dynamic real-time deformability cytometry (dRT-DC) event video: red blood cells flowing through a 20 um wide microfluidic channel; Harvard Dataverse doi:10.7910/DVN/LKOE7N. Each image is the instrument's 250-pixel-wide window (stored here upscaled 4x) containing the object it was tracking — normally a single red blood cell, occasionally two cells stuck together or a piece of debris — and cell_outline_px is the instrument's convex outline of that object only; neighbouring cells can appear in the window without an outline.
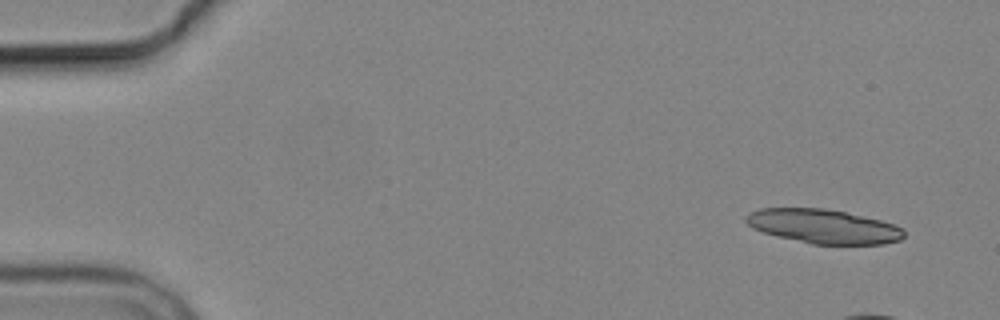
{"species": "common noctule bat (a hibernating species)", "species_latin": "Nyctalus noctula", "temperature_condition": "cold", "stored_images_in_passage": 6, "camera_frame_rate_fps": 3000, "um_per_image_px": 0.085, "animal": {"sex": "male", "body_mass_g": 19.2, "forearm_length_mm": 51.8}, "frame": {"image": 1, "passage_image": 1, "time_ms": 0.0, "image_size_px": [1000, 320], "cell_outline_px": [[904, 236], [900, 240], [884, 244], [812, 244], [776, 236], [752, 228], [744, 220], [744, 216], [748, 212], [760, 208], [824, 208], [844, 212], [880, 220], [892, 224], [900, 228], [904, 232]], "centroid_in_image_um": [69.93, 19.24], "position_along_channel_um": 15.1, "area_um2": 31.33}}
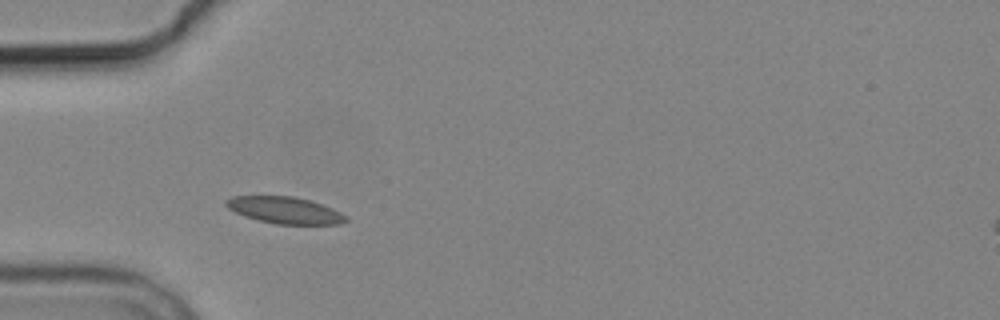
{"frame": {"image": 2, "passage_image": 5, "time_ms": 5.667, "image_size_px": [1000, 320], "cell_outline_px": [[348, 220], [344, 224], [276, 224], [244, 216], [228, 208], [224, 204], [224, 200], [232, 196], [292, 196], [308, 200], [332, 208], [348, 216]], "centroid_in_image_um": [24.22, 17.87], "position_along_channel_um": 60.8, "area_um2": 18.61}}
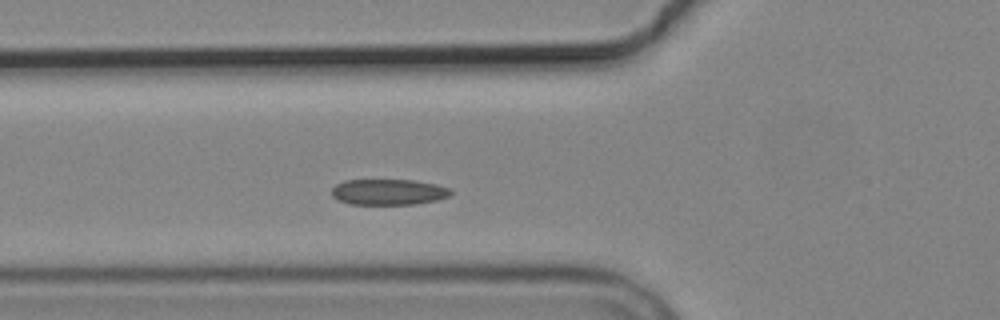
{"frame": {"image": 3, "passage_image": 6, "time_ms": 6.667, "image_size_px": [1000, 320], "cell_outline_px": [[452, 192], [448, 196], [436, 200], [416, 204], [348, 204], [332, 196], [332, 188], [336, 184], [344, 180], [416, 180], [436, 184], [452, 188]], "centroid_in_image_um": [33.04, 16.31], "position_along_channel_um": 92.8, "area_um2": 17.98}}